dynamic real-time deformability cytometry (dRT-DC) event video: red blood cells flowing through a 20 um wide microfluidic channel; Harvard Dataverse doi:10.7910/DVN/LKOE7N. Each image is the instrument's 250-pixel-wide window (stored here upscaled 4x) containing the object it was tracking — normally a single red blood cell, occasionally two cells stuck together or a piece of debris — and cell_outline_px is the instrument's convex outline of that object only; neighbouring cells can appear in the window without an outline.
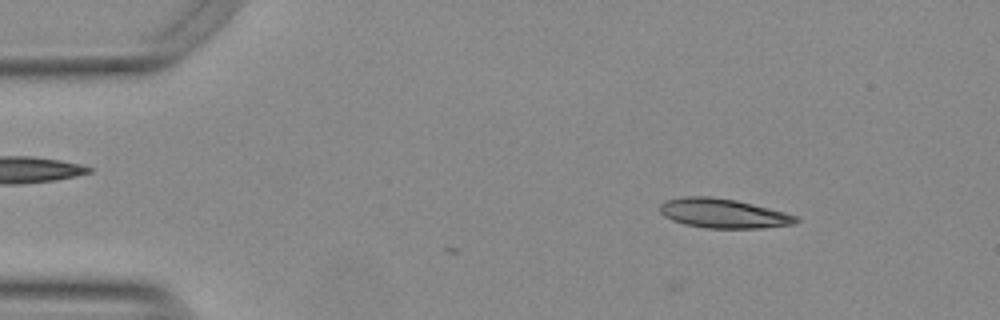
{"species": "Egyptian fruit bat (a non-hibernating species)", "species_latin": "Rousettus aegyptiacus", "temperature_condition": "warm", "stored_images_in_passage": 5, "camera_frame_rate_fps": 3000, "um_per_image_px": 0.085, "animal": {"sex": "female"}, "frame": {"image": 1, "passage_image": 5, "time_ms": 1.333, "image_size_px": [1000, 320], "cell_outline_px": [[800, 220], [796, 224], [764, 228], [704, 228], [684, 224], [672, 220], [664, 216], [660, 212], [660, 204], [664, 200], [684, 196], [712, 196], [736, 200], [800, 216]], "centroid_in_image_um": [61.49, 18.14], "position_along_channel_um": 23.5, "area_um2": 23.58}}